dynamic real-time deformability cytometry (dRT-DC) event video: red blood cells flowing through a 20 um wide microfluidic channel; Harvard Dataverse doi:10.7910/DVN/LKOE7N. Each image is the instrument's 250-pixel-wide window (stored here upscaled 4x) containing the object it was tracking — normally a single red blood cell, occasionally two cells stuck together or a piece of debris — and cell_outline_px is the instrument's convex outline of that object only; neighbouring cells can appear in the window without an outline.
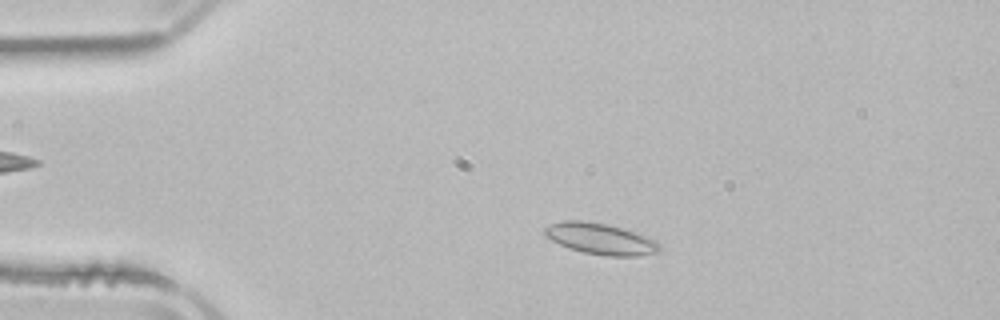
{"species": "common noctule bat (a hibernating species)", "species_latin": "Nyctalus noctula", "temperature_condition": "room temperature", "stored_images_in_passage": 3, "camera_frame_rate_fps": 3000, "um_per_image_px": 0.085, "animal": {"sex": "male", "body_mass_g": 21.5, "forearm_length_mm": 52.0}, "frame": {"image": 1, "passage_image": 2, "time_ms": 1.0, "image_size_px": [1000, 320], "cell_outline_px": [[660, 248], [656, 252], [640, 256], [608, 256], [584, 252], [568, 248], [552, 240], [544, 232], [544, 228], [552, 224], [564, 220], [580, 220], [608, 224], [656, 240], [660, 244]], "centroid_in_image_um": [51.04, 20.3], "position_along_channel_um": 34.0, "area_um2": 20.46}}